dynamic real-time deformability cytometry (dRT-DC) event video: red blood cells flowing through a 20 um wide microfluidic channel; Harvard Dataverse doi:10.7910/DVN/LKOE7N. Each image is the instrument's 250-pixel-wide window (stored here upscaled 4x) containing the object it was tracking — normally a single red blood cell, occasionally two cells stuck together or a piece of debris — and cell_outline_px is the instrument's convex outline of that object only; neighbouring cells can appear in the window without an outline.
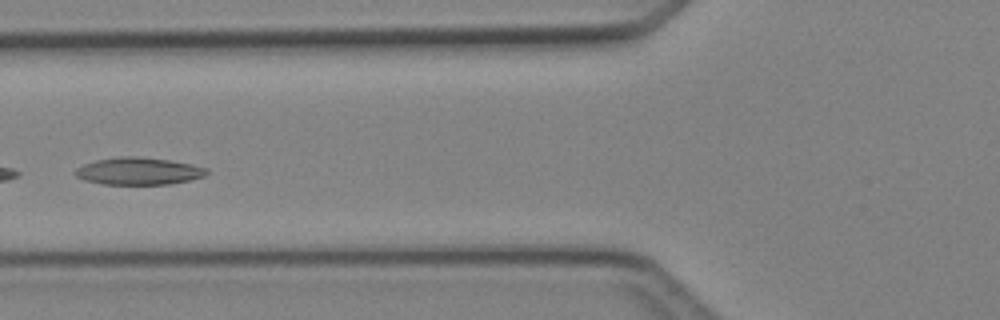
{"species": "Egyptian fruit bat (a non-hibernating species)", "species_latin": "Rousettus aegyptiacus", "temperature_condition": "cold", "stored_images_in_passage": 5, "camera_frame_rate_fps": 3000, "um_per_image_px": 0.085, "animal": {"sex": "female"}, "frame": {"image": 1, "passage_image": 5, "time_ms": 4.667, "image_size_px": [1000, 320], "cell_outline_px": [[208, 172], [204, 176], [188, 180], [168, 184], [104, 184], [84, 180], [76, 176], [72, 172], [76, 168], [84, 164], [96, 160], [120, 156], [136, 156], [168, 160], [192, 164], [208, 168]], "centroid_in_image_um": [11.75, 14.54], "position_along_channel_um": 114.1, "area_um2": 20.81}}